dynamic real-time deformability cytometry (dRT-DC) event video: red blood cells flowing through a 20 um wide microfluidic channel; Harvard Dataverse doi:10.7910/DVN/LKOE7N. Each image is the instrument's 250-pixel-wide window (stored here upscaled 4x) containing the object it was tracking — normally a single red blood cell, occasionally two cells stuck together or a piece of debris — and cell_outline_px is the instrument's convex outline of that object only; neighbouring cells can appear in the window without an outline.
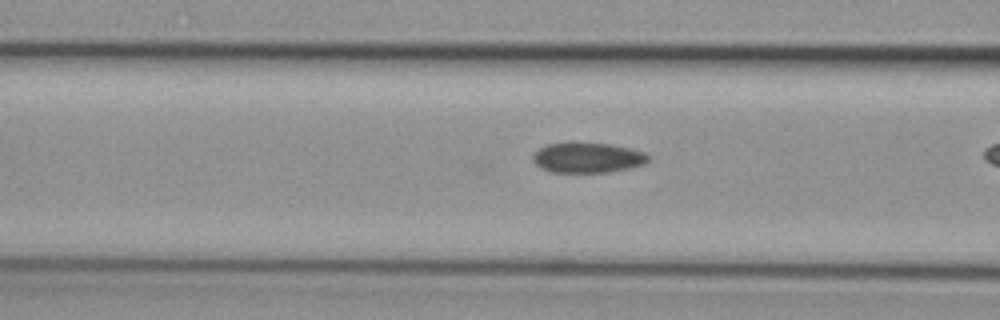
{"species": "common noctule bat (a hibernating species)", "species_latin": "Nyctalus noctula", "temperature_condition": "cold", "stored_images_in_passage": 8, "camera_frame_rate_fps": 3000, "um_per_image_px": 0.085, "animal": {"sex": "female", "body_mass_g": 29.2, "forearm_length_mm": 56.3}, "frame": {"image": 1, "passage_image": 7, "time_ms": 2.0, "image_size_px": [1000, 320], "cell_outline_px": [[652, 160], [644, 164], [628, 168], [608, 172], [552, 172], [540, 168], [532, 160], [532, 156], [540, 148], [548, 144], [568, 140], [572, 140], [608, 144], [632, 148], [644, 152], [652, 156]], "centroid_in_image_um": [49.96, 13.36], "position_along_channel_um": 116.6, "area_um2": 20.98}}